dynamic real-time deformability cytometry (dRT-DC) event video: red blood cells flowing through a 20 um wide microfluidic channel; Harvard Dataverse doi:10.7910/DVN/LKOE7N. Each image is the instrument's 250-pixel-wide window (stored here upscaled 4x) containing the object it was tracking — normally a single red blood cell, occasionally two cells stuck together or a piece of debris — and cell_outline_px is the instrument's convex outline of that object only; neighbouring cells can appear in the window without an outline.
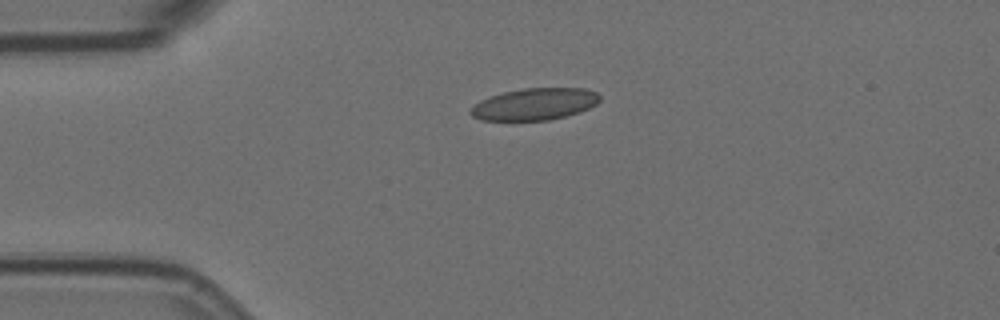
{"species": "Egyptian fruit bat (a non-hibernating species)", "species_latin": "Rousettus aegyptiacus", "temperature_condition": "room temperature", "stored_images_in_passage": 3, "camera_frame_rate_fps": 3000, "um_per_image_px": 0.085, "animal": {"sex": "female"}, "frame": {"image": 1, "passage_image": 1, "time_ms": 0.0, "image_size_px": [1000, 320], "cell_outline_px": [[600, 100], [596, 104], [580, 112], [548, 120], [480, 120], [472, 116], [468, 112], [480, 100], [504, 92], [524, 88], [584, 88], [596, 92], [600, 96]], "centroid_in_image_um": [45.45, 8.85], "position_along_channel_um": 39.5, "area_um2": 23.81}}